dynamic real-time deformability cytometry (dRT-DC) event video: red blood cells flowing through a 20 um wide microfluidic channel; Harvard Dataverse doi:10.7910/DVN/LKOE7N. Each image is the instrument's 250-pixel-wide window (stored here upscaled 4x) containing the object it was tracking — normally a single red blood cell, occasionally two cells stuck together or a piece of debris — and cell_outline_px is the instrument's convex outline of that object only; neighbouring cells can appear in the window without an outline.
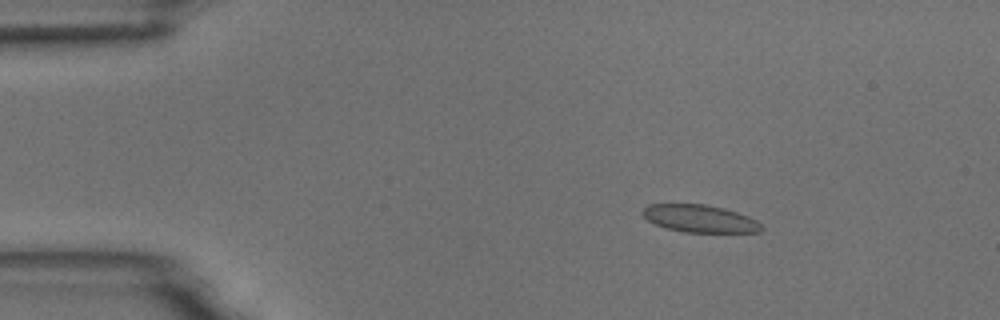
{"species": "common noctule bat (a hibernating species)", "species_latin": "Nyctalus noctula", "temperature_condition": "room temperature", "stored_images_in_passage": 4, "camera_frame_rate_fps": 3000, "um_per_image_px": 0.085, "animal": {"sex": "male", "body_mass_g": 18.8}, "frame": {"image": 1, "passage_image": 2, "time_ms": 1.333, "image_size_px": [1000, 320], "cell_outline_px": [[764, 228], [760, 232], [684, 232], [664, 228], [648, 220], [640, 212], [648, 204], [704, 204], [724, 208], [748, 216], [756, 220]], "centroid_in_image_um": [59.47, 18.58], "position_along_channel_um": 25.5, "area_um2": 19.02}}